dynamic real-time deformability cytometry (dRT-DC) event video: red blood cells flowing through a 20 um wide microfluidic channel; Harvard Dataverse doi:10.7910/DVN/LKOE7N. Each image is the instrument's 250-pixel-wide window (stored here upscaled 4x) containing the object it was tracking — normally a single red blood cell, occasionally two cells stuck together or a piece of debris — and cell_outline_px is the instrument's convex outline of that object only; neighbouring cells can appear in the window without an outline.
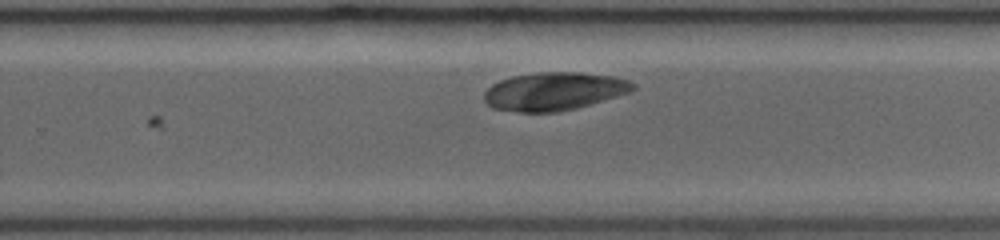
{"species": "common noctule bat (a hibernating species)", "species_latin": "Nyctalus noctula", "temperature_condition": "room temperature", "stored_images_in_passage": 19, "camera_frame_rate_fps": 3000, "um_per_image_px": 0.085, "animal": {"sex": "female", "body_mass_g": 19.0, "forearm_length_mm": 53.3}, "frame": {"image": 1, "passage_image": 19, "time_ms": 6.0, "image_size_px": [1000, 240], "cell_outline_px": [[636, 88], [628, 92], [616, 96], [576, 108], [556, 112], [520, 112], [492, 108], [484, 100], [484, 92], [492, 84], [500, 80], [512, 76], [540, 72], [580, 72], [616, 76], [628, 80], [636, 84]], "centroid_in_image_um": [47.09, 7.75], "position_along_channel_um": 282.7, "area_um2": 33.0}}